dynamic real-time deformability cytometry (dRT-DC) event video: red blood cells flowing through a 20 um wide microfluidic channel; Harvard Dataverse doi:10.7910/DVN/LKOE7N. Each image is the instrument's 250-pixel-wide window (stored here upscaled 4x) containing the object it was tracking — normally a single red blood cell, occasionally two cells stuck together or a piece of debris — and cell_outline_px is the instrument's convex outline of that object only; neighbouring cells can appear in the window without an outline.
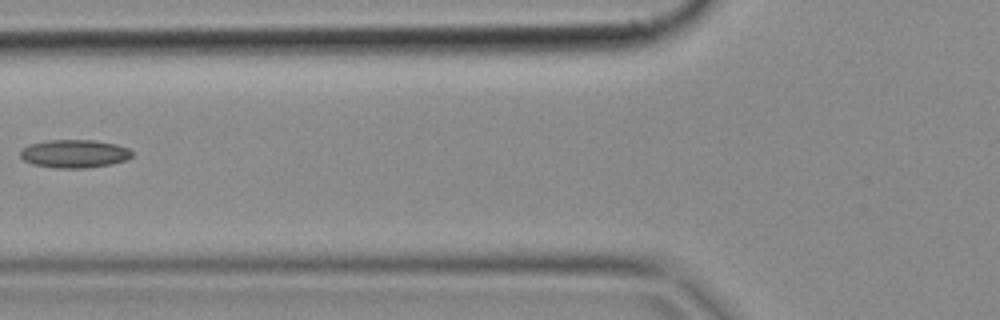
{"species": "common noctule bat (a hibernating species)", "species_latin": "Nyctalus noctula", "temperature_condition": "cold", "stored_images_in_passage": 5, "camera_frame_rate_fps": 3000, "um_per_image_px": 0.085, "animal": {"sex": "female", "body_mass_g": 18.4}, "frame": {"image": 1, "passage_image": 4, "time_ms": 1.0, "image_size_px": [1000, 320], "cell_outline_px": [[132, 156], [124, 160], [112, 164], [84, 168], [56, 168], [32, 164], [24, 160], [20, 156], [20, 152], [28, 144], [48, 140], [92, 140], [116, 144], [128, 148], [132, 152]], "centroid_in_image_um": [6.31, 13.06], "position_along_channel_um": 119.5, "area_um2": 18.26}}
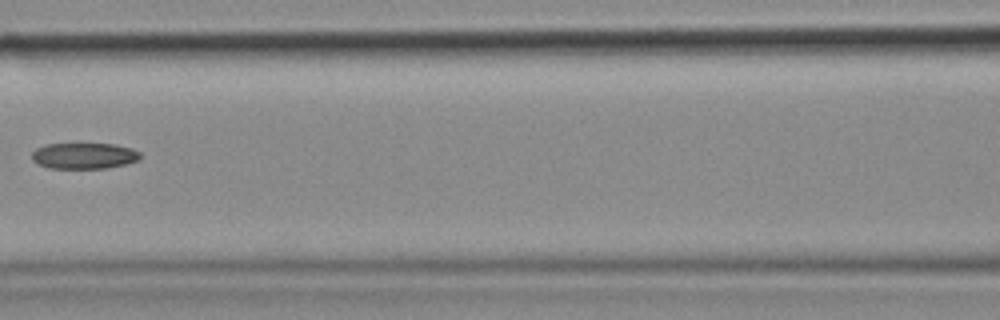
{"frame": {"image": 2, "passage_image": 5, "time_ms": 1.333, "image_size_px": [1000, 320], "cell_outline_px": [[140, 160], [108, 168], [48, 168], [36, 164], [32, 160], [32, 152], [36, 148], [44, 144], [116, 144], [132, 148], [140, 152]], "centroid_in_image_um": [7.13, 13.24], "position_along_channel_um": 159.5, "area_um2": 16.59}}